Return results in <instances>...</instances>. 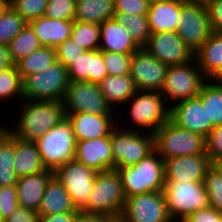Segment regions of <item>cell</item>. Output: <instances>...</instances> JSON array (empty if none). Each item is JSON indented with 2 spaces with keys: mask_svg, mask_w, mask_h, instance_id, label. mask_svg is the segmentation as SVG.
Wrapping results in <instances>:
<instances>
[{
  "mask_svg": "<svg viewBox=\"0 0 222 222\" xmlns=\"http://www.w3.org/2000/svg\"><path fill=\"white\" fill-rule=\"evenodd\" d=\"M23 101L16 128L9 129L18 139L35 142L66 118L62 101Z\"/></svg>",
  "mask_w": 222,
  "mask_h": 222,
  "instance_id": "obj_1",
  "label": "cell"
},
{
  "mask_svg": "<svg viewBox=\"0 0 222 222\" xmlns=\"http://www.w3.org/2000/svg\"><path fill=\"white\" fill-rule=\"evenodd\" d=\"M115 170L120 176L126 198L164 189V159L155 150L137 164Z\"/></svg>",
  "mask_w": 222,
  "mask_h": 222,
  "instance_id": "obj_2",
  "label": "cell"
},
{
  "mask_svg": "<svg viewBox=\"0 0 222 222\" xmlns=\"http://www.w3.org/2000/svg\"><path fill=\"white\" fill-rule=\"evenodd\" d=\"M34 143L39 151L42 165L46 169L55 171L59 166L74 160L77 141L67 117Z\"/></svg>",
  "mask_w": 222,
  "mask_h": 222,
  "instance_id": "obj_3",
  "label": "cell"
},
{
  "mask_svg": "<svg viewBox=\"0 0 222 222\" xmlns=\"http://www.w3.org/2000/svg\"><path fill=\"white\" fill-rule=\"evenodd\" d=\"M126 197L117 170L97 172L87 204L80 210L86 213L121 217Z\"/></svg>",
  "mask_w": 222,
  "mask_h": 222,
  "instance_id": "obj_4",
  "label": "cell"
},
{
  "mask_svg": "<svg viewBox=\"0 0 222 222\" xmlns=\"http://www.w3.org/2000/svg\"><path fill=\"white\" fill-rule=\"evenodd\" d=\"M165 103L166 101L160 92L137 90L125 103V105H129L127 108H129L128 118L130 119L128 120H130V123L132 122L133 126L124 129L141 132H145L144 129H147V132L154 133L170 119L169 106L171 104L168 103L167 105Z\"/></svg>",
  "mask_w": 222,
  "mask_h": 222,
  "instance_id": "obj_5",
  "label": "cell"
},
{
  "mask_svg": "<svg viewBox=\"0 0 222 222\" xmlns=\"http://www.w3.org/2000/svg\"><path fill=\"white\" fill-rule=\"evenodd\" d=\"M154 150L164 159L206 154L205 137L175 125L170 119L154 133Z\"/></svg>",
  "mask_w": 222,
  "mask_h": 222,
  "instance_id": "obj_6",
  "label": "cell"
},
{
  "mask_svg": "<svg viewBox=\"0 0 222 222\" xmlns=\"http://www.w3.org/2000/svg\"><path fill=\"white\" fill-rule=\"evenodd\" d=\"M163 193L173 221H183L192 212L209 205L204 181H165Z\"/></svg>",
  "mask_w": 222,
  "mask_h": 222,
  "instance_id": "obj_7",
  "label": "cell"
},
{
  "mask_svg": "<svg viewBox=\"0 0 222 222\" xmlns=\"http://www.w3.org/2000/svg\"><path fill=\"white\" fill-rule=\"evenodd\" d=\"M69 83L67 68L57 61L22 79L23 100L62 101Z\"/></svg>",
  "mask_w": 222,
  "mask_h": 222,
  "instance_id": "obj_8",
  "label": "cell"
},
{
  "mask_svg": "<svg viewBox=\"0 0 222 222\" xmlns=\"http://www.w3.org/2000/svg\"><path fill=\"white\" fill-rule=\"evenodd\" d=\"M207 80L194 58L185 64L169 66L160 94L167 103L170 99L171 104L191 99L198 96Z\"/></svg>",
  "mask_w": 222,
  "mask_h": 222,
  "instance_id": "obj_9",
  "label": "cell"
},
{
  "mask_svg": "<svg viewBox=\"0 0 222 222\" xmlns=\"http://www.w3.org/2000/svg\"><path fill=\"white\" fill-rule=\"evenodd\" d=\"M118 125L111 132L115 168L133 166L154 151L153 133L126 130Z\"/></svg>",
  "mask_w": 222,
  "mask_h": 222,
  "instance_id": "obj_10",
  "label": "cell"
},
{
  "mask_svg": "<svg viewBox=\"0 0 222 222\" xmlns=\"http://www.w3.org/2000/svg\"><path fill=\"white\" fill-rule=\"evenodd\" d=\"M62 103L65 114L84 112L97 115H113L116 112L114 107L112 108L107 103L100 91L99 84L86 81L70 82Z\"/></svg>",
  "mask_w": 222,
  "mask_h": 222,
  "instance_id": "obj_11",
  "label": "cell"
},
{
  "mask_svg": "<svg viewBox=\"0 0 222 222\" xmlns=\"http://www.w3.org/2000/svg\"><path fill=\"white\" fill-rule=\"evenodd\" d=\"M176 33L195 53L213 33L203 2H187L181 8Z\"/></svg>",
  "mask_w": 222,
  "mask_h": 222,
  "instance_id": "obj_12",
  "label": "cell"
},
{
  "mask_svg": "<svg viewBox=\"0 0 222 222\" xmlns=\"http://www.w3.org/2000/svg\"><path fill=\"white\" fill-rule=\"evenodd\" d=\"M54 175L62 183L70 196L73 206L81 210L88 201L97 172L75 160L59 166Z\"/></svg>",
  "mask_w": 222,
  "mask_h": 222,
  "instance_id": "obj_13",
  "label": "cell"
},
{
  "mask_svg": "<svg viewBox=\"0 0 222 222\" xmlns=\"http://www.w3.org/2000/svg\"><path fill=\"white\" fill-rule=\"evenodd\" d=\"M121 218L125 222H171L163 191L127 197Z\"/></svg>",
  "mask_w": 222,
  "mask_h": 222,
  "instance_id": "obj_14",
  "label": "cell"
},
{
  "mask_svg": "<svg viewBox=\"0 0 222 222\" xmlns=\"http://www.w3.org/2000/svg\"><path fill=\"white\" fill-rule=\"evenodd\" d=\"M169 66L150 55L145 48L132 54L130 77L138 91L160 92Z\"/></svg>",
  "mask_w": 222,
  "mask_h": 222,
  "instance_id": "obj_15",
  "label": "cell"
},
{
  "mask_svg": "<svg viewBox=\"0 0 222 222\" xmlns=\"http://www.w3.org/2000/svg\"><path fill=\"white\" fill-rule=\"evenodd\" d=\"M144 48L167 66L185 64L194 59V52L175 31L151 33Z\"/></svg>",
  "mask_w": 222,
  "mask_h": 222,
  "instance_id": "obj_16",
  "label": "cell"
},
{
  "mask_svg": "<svg viewBox=\"0 0 222 222\" xmlns=\"http://www.w3.org/2000/svg\"><path fill=\"white\" fill-rule=\"evenodd\" d=\"M170 120L177 126L206 138L214 128L201 100L194 97L170 106Z\"/></svg>",
  "mask_w": 222,
  "mask_h": 222,
  "instance_id": "obj_17",
  "label": "cell"
},
{
  "mask_svg": "<svg viewBox=\"0 0 222 222\" xmlns=\"http://www.w3.org/2000/svg\"><path fill=\"white\" fill-rule=\"evenodd\" d=\"M211 166L207 154L172 157L164 160L165 181H204Z\"/></svg>",
  "mask_w": 222,
  "mask_h": 222,
  "instance_id": "obj_18",
  "label": "cell"
},
{
  "mask_svg": "<svg viewBox=\"0 0 222 222\" xmlns=\"http://www.w3.org/2000/svg\"><path fill=\"white\" fill-rule=\"evenodd\" d=\"M74 160L96 172L115 170L111 134L108 137L77 141Z\"/></svg>",
  "mask_w": 222,
  "mask_h": 222,
  "instance_id": "obj_19",
  "label": "cell"
},
{
  "mask_svg": "<svg viewBox=\"0 0 222 222\" xmlns=\"http://www.w3.org/2000/svg\"><path fill=\"white\" fill-rule=\"evenodd\" d=\"M65 115L72 124L76 141L108 137L112 130L119 125V119H113V115H97L84 112Z\"/></svg>",
  "mask_w": 222,
  "mask_h": 222,
  "instance_id": "obj_20",
  "label": "cell"
},
{
  "mask_svg": "<svg viewBox=\"0 0 222 222\" xmlns=\"http://www.w3.org/2000/svg\"><path fill=\"white\" fill-rule=\"evenodd\" d=\"M70 82L99 84L107 75L103 54L100 50L85 51L67 68Z\"/></svg>",
  "mask_w": 222,
  "mask_h": 222,
  "instance_id": "obj_21",
  "label": "cell"
},
{
  "mask_svg": "<svg viewBox=\"0 0 222 222\" xmlns=\"http://www.w3.org/2000/svg\"><path fill=\"white\" fill-rule=\"evenodd\" d=\"M54 176V171H44L17 179L16 189L19 206L37 212L46 190L47 184Z\"/></svg>",
  "mask_w": 222,
  "mask_h": 222,
  "instance_id": "obj_22",
  "label": "cell"
},
{
  "mask_svg": "<svg viewBox=\"0 0 222 222\" xmlns=\"http://www.w3.org/2000/svg\"><path fill=\"white\" fill-rule=\"evenodd\" d=\"M184 0H158L150 3L148 23L151 33L177 31Z\"/></svg>",
  "mask_w": 222,
  "mask_h": 222,
  "instance_id": "obj_23",
  "label": "cell"
},
{
  "mask_svg": "<svg viewBox=\"0 0 222 222\" xmlns=\"http://www.w3.org/2000/svg\"><path fill=\"white\" fill-rule=\"evenodd\" d=\"M42 46L57 47L71 38L74 20L52 19L46 16L28 23Z\"/></svg>",
  "mask_w": 222,
  "mask_h": 222,
  "instance_id": "obj_24",
  "label": "cell"
},
{
  "mask_svg": "<svg viewBox=\"0 0 222 222\" xmlns=\"http://www.w3.org/2000/svg\"><path fill=\"white\" fill-rule=\"evenodd\" d=\"M99 27L101 36L99 50L133 54L139 49L127 29L113 18L99 24Z\"/></svg>",
  "mask_w": 222,
  "mask_h": 222,
  "instance_id": "obj_25",
  "label": "cell"
},
{
  "mask_svg": "<svg viewBox=\"0 0 222 222\" xmlns=\"http://www.w3.org/2000/svg\"><path fill=\"white\" fill-rule=\"evenodd\" d=\"M70 211L80 210L73 206L69 194L62 183L54 175L47 184L37 213L39 216H42L55 215Z\"/></svg>",
  "mask_w": 222,
  "mask_h": 222,
  "instance_id": "obj_26",
  "label": "cell"
},
{
  "mask_svg": "<svg viewBox=\"0 0 222 222\" xmlns=\"http://www.w3.org/2000/svg\"><path fill=\"white\" fill-rule=\"evenodd\" d=\"M13 170L19 178L37 174L46 168L42 165L40 154L34 142L21 140L15 137V153Z\"/></svg>",
  "mask_w": 222,
  "mask_h": 222,
  "instance_id": "obj_27",
  "label": "cell"
},
{
  "mask_svg": "<svg viewBox=\"0 0 222 222\" xmlns=\"http://www.w3.org/2000/svg\"><path fill=\"white\" fill-rule=\"evenodd\" d=\"M194 58L207 79H210L222 66V33L213 32L194 53Z\"/></svg>",
  "mask_w": 222,
  "mask_h": 222,
  "instance_id": "obj_28",
  "label": "cell"
},
{
  "mask_svg": "<svg viewBox=\"0 0 222 222\" xmlns=\"http://www.w3.org/2000/svg\"><path fill=\"white\" fill-rule=\"evenodd\" d=\"M99 87L104 98L111 107L125 105V103L137 92L130 75H107L99 83Z\"/></svg>",
  "mask_w": 222,
  "mask_h": 222,
  "instance_id": "obj_29",
  "label": "cell"
},
{
  "mask_svg": "<svg viewBox=\"0 0 222 222\" xmlns=\"http://www.w3.org/2000/svg\"><path fill=\"white\" fill-rule=\"evenodd\" d=\"M114 0H76L75 21L101 24L112 19Z\"/></svg>",
  "mask_w": 222,
  "mask_h": 222,
  "instance_id": "obj_30",
  "label": "cell"
},
{
  "mask_svg": "<svg viewBox=\"0 0 222 222\" xmlns=\"http://www.w3.org/2000/svg\"><path fill=\"white\" fill-rule=\"evenodd\" d=\"M57 62L56 48L41 46L36 51L23 57L15 63L21 79L31 74L43 71Z\"/></svg>",
  "mask_w": 222,
  "mask_h": 222,
  "instance_id": "obj_31",
  "label": "cell"
},
{
  "mask_svg": "<svg viewBox=\"0 0 222 222\" xmlns=\"http://www.w3.org/2000/svg\"><path fill=\"white\" fill-rule=\"evenodd\" d=\"M197 97L206 108L208 119L212 125L214 127L222 125V84L208 79Z\"/></svg>",
  "mask_w": 222,
  "mask_h": 222,
  "instance_id": "obj_32",
  "label": "cell"
},
{
  "mask_svg": "<svg viewBox=\"0 0 222 222\" xmlns=\"http://www.w3.org/2000/svg\"><path fill=\"white\" fill-rule=\"evenodd\" d=\"M113 19L127 29L132 40L139 48H144L147 45L151 35L147 15L114 13Z\"/></svg>",
  "mask_w": 222,
  "mask_h": 222,
  "instance_id": "obj_33",
  "label": "cell"
},
{
  "mask_svg": "<svg viewBox=\"0 0 222 222\" xmlns=\"http://www.w3.org/2000/svg\"><path fill=\"white\" fill-rule=\"evenodd\" d=\"M42 45L38 37L27 23L19 34L8 44L10 60L13 64L39 49Z\"/></svg>",
  "mask_w": 222,
  "mask_h": 222,
  "instance_id": "obj_34",
  "label": "cell"
},
{
  "mask_svg": "<svg viewBox=\"0 0 222 222\" xmlns=\"http://www.w3.org/2000/svg\"><path fill=\"white\" fill-rule=\"evenodd\" d=\"M15 136L10 132L0 142V188L16 185L18 177L13 170Z\"/></svg>",
  "mask_w": 222,
  "mask_h": 222,
  "instance_id": "obj_35",
  "label": "cell"
},
{
  "mask_svg": "<svg viewBox=\"0 0 222 222\" xmlns=\"http://www.w3.org/2000/svg\"><path fill=\"white\" fill-rule=\"evenodd\" d=\"M27 22L8 4L0 9V44L8 46Z\"/></svg>",
  "mask_w": 222,
  "mask_h": 222,
  "instance_id": "obj_36",
  "label": "cell"
},
{
  "mask_svg": "<svg viewBox=\"0 0 222 222\" xmlns=\"http://www.w3.org/2000/svg\"><path fill=\"white\" fill-rule=\"evenodd\" d=\"M71 38L86 51L99 50L101 42L99 24L74 20Z\"/></svg>",
  "mask_w": 222,
  "mask_h": 222,
  "instance_id": "obj_37",
  "label": "cell"
},
{
  "mask_svg": "<svg viewBox=\"0 0 222 222\" xmlns=\"http://www.w3.org/2000/svg\"><path fill=\"white\" fill-rule=\"evenodd\" d=\"M9 97L23 98L22 79L15 64L0 71V100Z\"/></svg>",
  "mask_w": 222,
  "mask_h": 222,
  "instance_id": "obj_38",
  "label": "cell"
},
{
  "mask_svg": "<svg viewBox=\"0 0 222 222\" xmlns=\"http://www.w3.org/2000/svg\"><path fill=\"white\" fill-rule=\"evenodd\" d=\"M204 184L209 205L222 213V176L213 165L206 173Z\"/></svg>",
  "mask_w": 222,
  "mask_h": 222,
  "instance_id": "obj_39",
  "label": "cell"
},
{
  "mask_svg": "<svg viewBox=\"0 0 222 222\" xmlns=\"http://www.w3.org/2000/svg\"><path fill=\"white\" fill-rule=\"evenodd\" d=\"M48 0H8V4L27 22L44 16Z\"/></svg>",
  "mask_w": 222,
  "mask_h": 222,
  "instance_id": "obj_40",
  "label": "cell"
},
{
  "mask_svg": "<svg viewBox=\"0 0 222 222\" xmlns=\"http://www.w3.org/2000/svg\"><path fill=\"white\" fill-rule=\"evenodd\" d=\"M103 54V60L108 76L130 75V62L132 54H122L100 50Z\"/></svg>",
  "mask_w": 222,
  "mask_h": 222,
  "instance_id": "obj_41",
  "label": "cell"
},
{
  "mask_svg": "<svg viewBox=\"0 0 222 222\" xmlns=\"http://www.w3.org/2000/svg\"><path fill=\"white\" fill-rule=\"evenodd\" d=\"M76 0H48L44 16L52 19L74 20Z\"/></svg>",
  "mask_w": 222,
  "mask_h": 222,
  "instance_id": "obj_42",
  "label": "cell"
},
{
  "mask_svg": "<svg viewBox=\"0 0 222 222\" xmlns=\"http://www.w3.org/2000/svg\"><path fill=\"white\" fill-rule=\"evenodd\" d=\"M85 51L86 50L75 43L72 38H69L56 47L57 61L68 68L73 61L78 59L80 55H83Z\"/></svg>",
  "mask_w": 222,
  "mask_h": 222,
  "instance_id": "obj_43",
  "label": "cell"
},
{
  "mask_svg": "<svg viewBox=\"0 0 222 222\" xmlns=\"http://www.w3.org/2000/svg\"><path fill=\"white\" fill-rule=\"evenodd\" d=\"M206 154L210 162L222 160V125L215 126L205 138Z\"/></svg>",
  "mask_w": 222,
  "mask_h": 222,
  "instance_id": "obj_44",
  "label": "cell"
},
{
  "mask_svg": "<svg viewBox=\"0 0 222 222\" xmlns=\"http://www.w3.org/2000/svg\"><path fill=\"white\" fill-rule=\"evenodd\" d=\"M150 0H114L115 13L148 15Z\"/></svg>",
  "mask_w": 222,
  "mask_h": 222,
  "instance_id": "obj_45",
  "label": "cell"
},
{
  "mask_svg": "<svg viewBox=\"0 0 222 222\" xmlns=\"http://www.w3.org/2000/svg\"><path fill=\"white\" fill-rule=\"evenodd\" d=\"M0 207L4 219L19 207L16 185L0 188Z\"/></svg>",
  "mask_w": 222,
  "mask_h": 222,
  "instance_id": "obj_46",
  "label": "cell"
},
{
  "mask_svg": "<svg viewBox=\"0 0 222 222\" xmlns=\"http://www.w3.org/2000/svg\"><path fill=\"white\" fill-rule=\"evenodd\" d=\"M204 4L213 32L222 33V0H207Z\"/></svg>",
  "mask_w": 222,
  "mask_h": 222,
  "instance_id": "obj_47",
  "label": "cell"
},
{
  "mask_svg": "<svg viewBox=\"0 0 222 222\" xmlns=\"http://www.w3.org/2000/svg\"><path fill=\"white\" fill-rule=\"evenodd\" d=\"M184 222H222V213L216 211L210 205L192 212Z\"/></svg>",
  "mask_w": 222,
  "mask_h": 222,
  "instance_id": "obj_48",
  "label": "cell"
},
{
  "mask_svg": "<svg viewBox=\"0 0 222 222\" xmlns=\"http://www.w3.org/2000/svg\"><path fill=\"white\" fill-rule=\"evenodd\" d=\"M3 222H39L36 211L19 206Z\"/></svg>",
  "mask_w": 222,
  "mask_h": 222,
  "instance_id": "obj_49",
  "label": "cell"
},
{
  "mask_svg": "<svg viewBox=\"0 0 222 222\" xmlns=\"http://www.w3.org/2000/svg\"><path fill=\"white\" fill-rule=\"evenodd\" d=\"M78 212L70 211L55 215H42L39 216V222H75Z\"/></svg>",
  "mask_w": 222,
  "mask_h": 222,
  "instance_id": "obj_50",
  "label": "cell"
},
{
  "mask_svg": "<svg viewBox=\"0 0 222 222\" xmlns=\"http://www.w3.org/2000/svg\"><path fill=\"white\" fill-rule=\"evenodd\" d=\"M113 218L104 214L86 213L79 211L75 222H110Z\"/></svg>",
  "mask_w": 222,
  "mask_h": 222,
  "instance_id": "obj_51",
  "label": "cell"
},
{
  "mask_svg": "<svg viewBox=\"0 0 222 222\" xmlns=\"http://www.w3.org/2000/svg\"><path fill=\"white\" fill-rule=\"evenodd\" d=\"M13 65L9 57L8 46L0 44V71Z\"/></svg>",
  "mask_w": 222,
  "mask_h": 222,
  "instance_id": "obj_52",
  "label": "cell"
},
{
  "mask_svg": "<svg viewBox=\"0 0 222 222\" xmlns=\"http://www.w3.org/2000/svg\"><path fill=\"white\" fill-rule=\"evenodd\" d=\"M209 80L222 84V66Z\"/></svg>",
  "mask_w": 222,
  "mask_h": 222,
  "instance_id": "obj_53",
  "label": "cell"
},
{
  "mask_svg": "<svg viewBox=\"0 0 222 222\" xmlns=\"http://www.w3.org/2000/svg\"><path fill=\"white\" fill-rule=\"evenodd\" d=\"M6 127L0 125V142L9 133L10 128H8V126H6Z\"/></svg>",
  "mask_w": 222,
  "mask_h": 222,
  "instance_id": "obj_54",
  "label": "cell"
},
{
  "mask_svg": "<svg viewBox=\"0 0 222 222\" xmlns=\"http://www.w3.org/2000/svg\"><path fill=\"white\" fill-rule=\"evenodd\" d=\"M212 165L219 171V173L222 176V160L218 162H214Z\"/></svg>",
  "mask_w": 222,
  "mask_h": 222,
  "instance_id": "obj_55",
  "label": "cell"
},
{
  "mask_svg": "<svg viewBox=\"0 0 222 222\" xmlns=\"http://www.w3.org/2000/svg\"><path fill=\"white\" fill-rule=\"evenodd\" d=\"M8 5V0H0V9L6 7Z\"/></svg>",
  "mask_w": 222,
  "mask_h": 222,
  "instance_id": "obj_56",
  "label": "cell"
},
{
  "mask_svg": "<svg viewBox=\"0 0 222 222\" xmlns=\"http://www.w3.org/2000/svg\"><path fill=\"white\" fill-rule=\"evenodd\" d=\"M110 222H125L121 217L113 218Z\"/></svg>",
  "mask_w": 222,
  "mask_h": 222,
  "instance_id": "obj_57",
  "label": "cell"
},
{
  "mask_svg": "<svg viewBox=\"0 0 222 222\" xmlns=\"http://www.w3.org/2000/svg\"><path fill=\"white\" fill-rule=\"evenodd\" d=\"M186 2H203L205 3L207 0H184Z\"/></svg>",
  "mask_w": 222,
  "mask_h": 222,
  "instance_id": "obj_58",
  "label": "cell"
},
{
  "mask_svg": "<svg viewBox=\"0 0 222 222\" xmlns=\"http://www.w3.org/2000/svg\"><path fill=\"white\" fill-rule=\"evenodd\" d=\"M3 221H4V218H3L1 207H0V222H3Z\"/></svg>",
  "mask_w": 222,
  "mask_h": 222,
  "instance_id": "obj_59",
  "label": "cell"
}]
</instances>
